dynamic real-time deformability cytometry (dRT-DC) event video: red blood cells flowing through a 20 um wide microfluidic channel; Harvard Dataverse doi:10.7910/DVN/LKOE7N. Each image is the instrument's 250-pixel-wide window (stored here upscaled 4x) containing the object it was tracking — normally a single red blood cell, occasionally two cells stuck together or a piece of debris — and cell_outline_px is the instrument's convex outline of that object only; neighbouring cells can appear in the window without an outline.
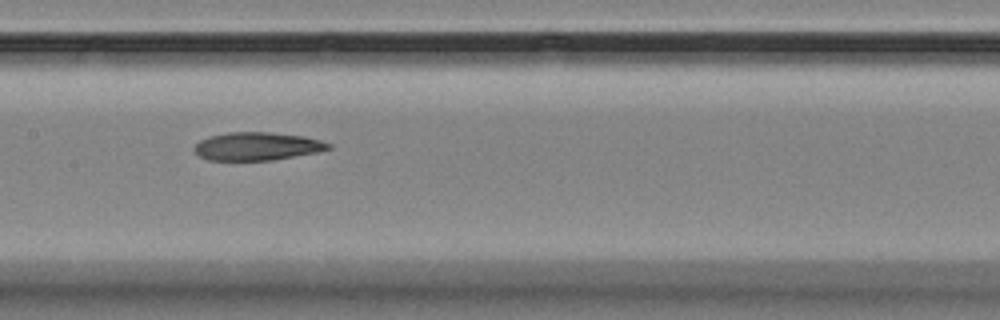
{"species": "Egyptian fruit bat (a non-hibernating species)", "species_latin": "Rousettus aegyptiacus", "temperature_condition": "room temperature", "stored_images_in_passage": 9, "camera_frame_rate_fps": 3000, "um_per_image_px": 0.085, "animal": {"sex": "female"}, "frame": {"image": 1, "passage_image": 8, "time_ms": 8.0, "image_size_px": [1000, 320], "cell_outline_px": [[332, 148], [316, 152], [272, 160], [208, 160], [200, 156], [192, 148], [200, 140], [212, 136], [228, 132], [268, 132], [304, 136], [320, 140], [332, 144]], "centroid_in_image_um": [21.86, 12.43], "position_along_channel_um": 185.5, "area_um2": 21.79}}
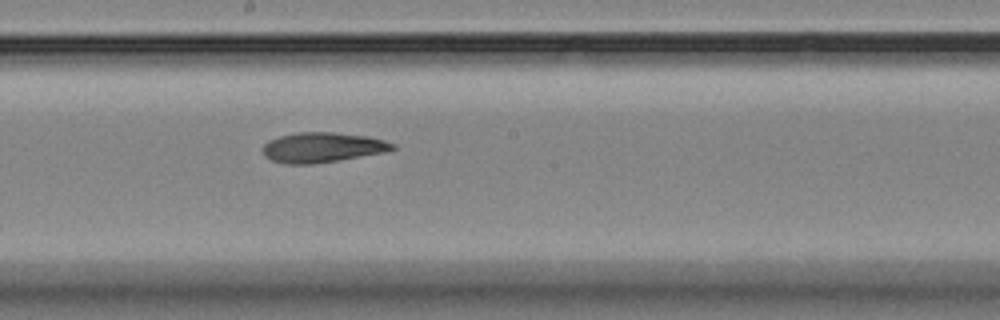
{"frame": {"image": 2, "passage_image": 9, "time_ms": 9.0, "image_size_px": [1000, 320], "cell_outline_px": [[396, 148], [384, 152], [312, 164], [284, 164], [272, 160], [264, 156], [264, 144], [268, 140], [280, 136], [296, 132], [332, 132], [368, 136], [384, 140], [396, 144]], "centroid_in_image_um": [27.39, 12.52], "position_along_channel_um": 220.8, "area_um2": 22.54}}